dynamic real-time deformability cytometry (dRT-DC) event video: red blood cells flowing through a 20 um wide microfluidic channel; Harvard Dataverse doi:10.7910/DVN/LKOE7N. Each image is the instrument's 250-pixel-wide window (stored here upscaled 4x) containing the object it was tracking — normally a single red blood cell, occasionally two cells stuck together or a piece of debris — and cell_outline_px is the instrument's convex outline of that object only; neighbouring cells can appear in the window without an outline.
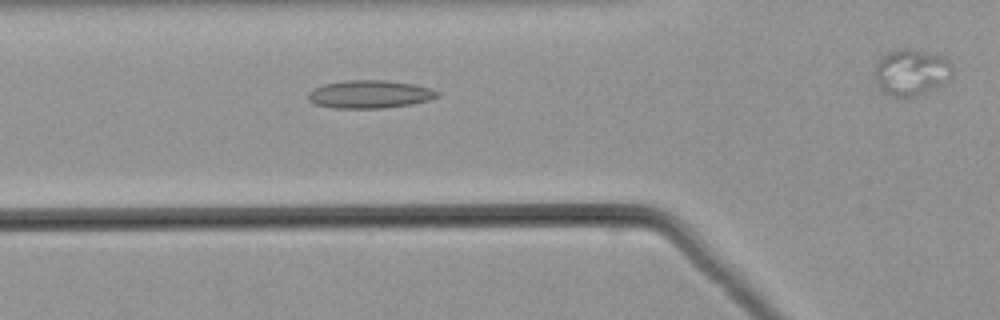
{"species": "common noctule bat (a hibernating species)", "species_latin": "Nyctalus noctula", "temperature_condition": "warm", "stored_images_in_passage": 34, "camera_frame_rate_fps": 3000, "um_per_image_px": 0.085, "animal": {"sex": "male", "body_mass_g": 21.5, "forearm_length_mm": 52.0}, "frame": {"image": 1, "passage_image": 11, "time_ms": 3.333, "image_size_px": [1000, 320], "cell_outline_px": [[440, 96], [428, 100], [412, 104], [384, 108], [332, 108], [316, 104], [308, 100], [308, 92], [312, 88], [324, 84], [348, 80], [384, 80], [412, 84], [432, 88], [440, 92]], "centroid_in_image_um": [31.43, 8.01], "position_along_channel_um": 94.4, "area_um2": 21.15}}
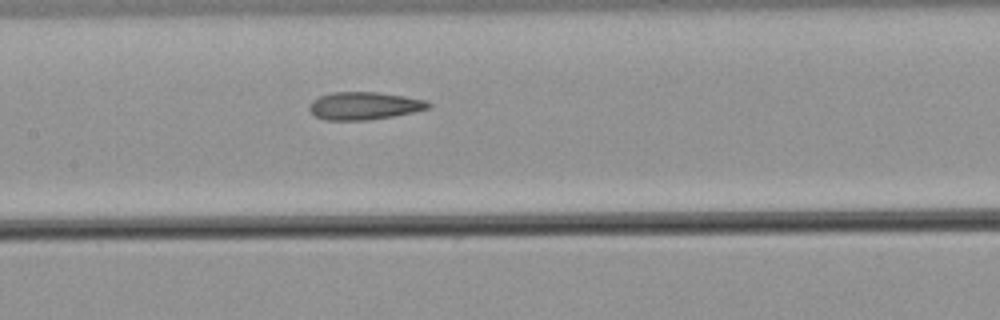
{"frame": {"image": 2, "passage_image": 17, "time_ms": 5.333, "image_size_px": [1000, 320], "cell_outline_px": [[432, 104], [428, 108], [412, 112], [392, 116], [368, 120], [324, 120], [316, 116], [308, 108], [312, 100], [320, 96], [332, 92], [380, 92], [404, 96], [424, 100]], "centroid_in_image_um": [30.93, 8.99], "position_along_channel_um": 176.5, "area_um2": 19.07}}
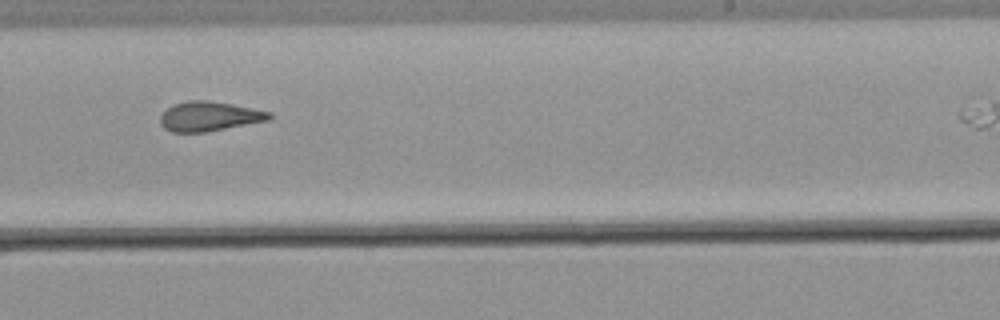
{"frame": {"image": 3, "passage_image": 24, "time_ms": 7.667, "image_size_px": [1000, 320], "cell_outline_px": [[272, 120], [208, 132], [172, 132], [164, 128], [160, 124], [160, 116], [172, 104], [188, 100], [204, 100], [232, 104], [272, 112]], "centroid_in_image_um": [17.82, 9.9], "position_along_channel_um": 271.2, "area_um2": 19.02}}